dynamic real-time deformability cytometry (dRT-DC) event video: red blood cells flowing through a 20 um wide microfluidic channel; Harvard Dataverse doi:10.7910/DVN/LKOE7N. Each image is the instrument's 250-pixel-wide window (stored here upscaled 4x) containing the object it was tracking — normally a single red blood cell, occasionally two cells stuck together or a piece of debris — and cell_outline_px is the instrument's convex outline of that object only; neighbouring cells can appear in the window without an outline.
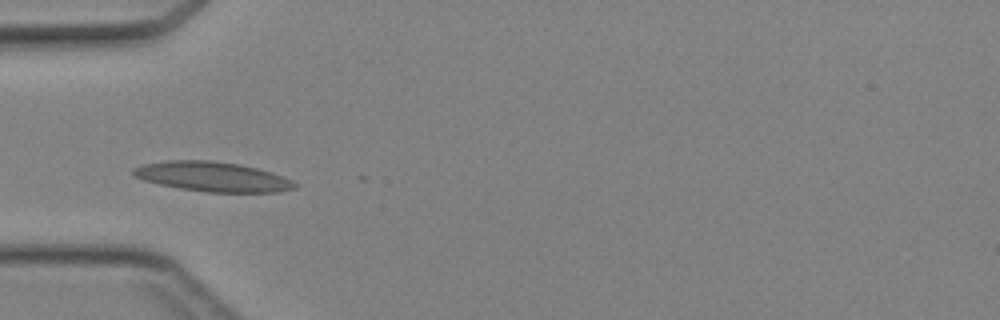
{"species": "Egyptian fruit bat (a non-hibernating species)", "species_latin": "Rousettus aegyptiacus", "temperature_condition": "cold", "stored_images_in_passage": 2, "camera_frame_rate_fps": 3000, "um_per_image_px": 0.085, "animal": {"sex": "female"}, "frame": {"image": 1, "passage_image": 1, "time_ms": 0.0, "image_size_px": [1000, 320], "cell_outline_px": [[296, 188], [276, 192], [208, 192], [180, 188], [160, 184], [144, 180], [136, 176], [132, 172], [132, 168], [140, 164], [168, 160], [212, 160], [240, 164], [272, 172], [292, 180], [296, 184]], "centroid_in_image_um": [18.05, 15.0], "position_along_channel_um": 66.9, "area_um2": 27.92}}